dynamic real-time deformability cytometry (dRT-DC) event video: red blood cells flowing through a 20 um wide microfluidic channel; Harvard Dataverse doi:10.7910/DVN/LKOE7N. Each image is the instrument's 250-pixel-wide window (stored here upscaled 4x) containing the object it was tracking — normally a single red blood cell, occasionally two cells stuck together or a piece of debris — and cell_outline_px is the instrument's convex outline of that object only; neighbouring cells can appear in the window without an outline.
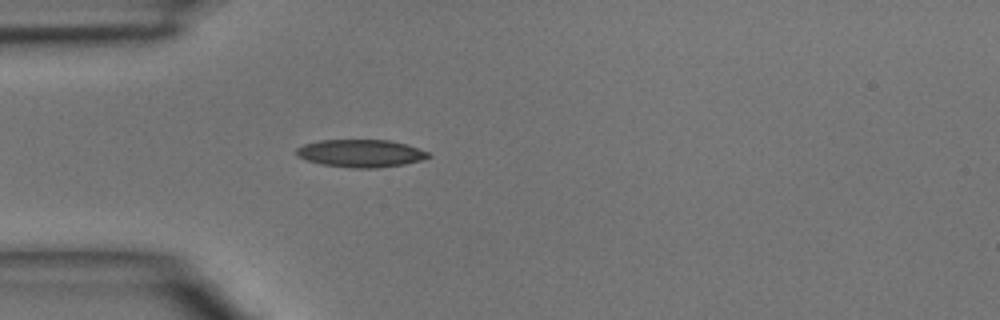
{"species": "common noctule bat (a hibernating species)", "species_latin": "Nyctalus noctula", "temperature_condition": "room temperature", "stored_images_in_passage": 1, "camera_frame_rate_fps": 3000, "um_per_image_px": 0.085, "animal": {"sex": "male", "body_mass_g": 15.6}, "frame": {"image": 1, "passage_image": 1, "time_ms": 0.0, "image_size_px": [1000, 320], "cell_outline_px": [[432, 156], [420, 160], [404, 164], [376, 168], [352, 168], [320, 164], [296, 156], [296, 148], [304, 144], [320, 140], [388, 140], [404, 144], [428, 152]], "centroid_in_image_um": [30.62, 13.03], "position_along_channel_um": 54.4, "area_um2": 21.1}}